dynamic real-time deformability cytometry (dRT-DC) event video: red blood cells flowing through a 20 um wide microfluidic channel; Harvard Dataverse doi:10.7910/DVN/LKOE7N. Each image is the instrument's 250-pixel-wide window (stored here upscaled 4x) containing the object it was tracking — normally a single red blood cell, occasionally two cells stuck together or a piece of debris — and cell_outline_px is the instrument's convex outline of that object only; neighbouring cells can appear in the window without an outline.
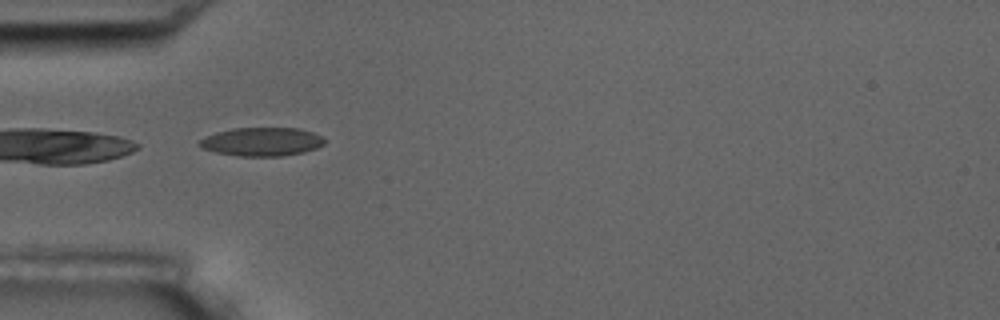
{"species": "common noctule bat (a hibernating species)", "species_latin": "Nyctalus noctula", "temperature_condition": "room temperature", "stored_images_in_passage": 15, "camera_frame_rate_fps": 3000, "um_per_image_px": 0.085, "animal": {"sex": "male", "body_mass_g": 17.5, "forearm_length_mm": 52.3}, "frame": {"image": 1, "passage_image": 5, "time_ms": 4.333, "image_size_px": [1000, 320], "cell_outline_px": [[324, 144], [316, 148], [304, 152], [280, 156], [236, 156], [216, 152], [200, 148], [196, 144], [204, 136], [216, 132], [232, 128], [300, 128], [324, 136]], "centroid_in_image_um": [22.22, 12.04], "position_along_channel_um": 62.8, "area_um2": 21.04}, "authors_computed_cell_mechanics": {"area_um2": 20.808, "velocity_mm_per_s": 3.6007, "shape_relaxation_time_tau1_ms": null, "shape_relaxation_time_tau2_ms": 0.7372, "deformation_change_tau1": null, "deformation_change_tau2": 0.0586}}